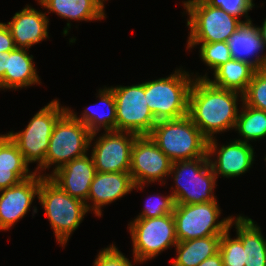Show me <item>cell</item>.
Masks as SVG:
<instances>
[{
  "label": "cell",
  "instance_id": "484cf974",
  "mask_svg": "<svg viewBox=\"0 0 266 266\" xmlns=\"http://www.w3.org/2000/svg\"><path fill=\"white\" fill-rule=\"evenodd\" d=\"M98 93L100 99L99 104L106 105L105 107H107V111L105 110L103 113L100 111L101 113L98 114L96 109L92 110L93 108L90 109L91 107L88 106L81 114V117H78L69 107H67V111L76 120L86 126L92 134L96 132L99 133L100 128H104V131H116V104L114 94L112 90L106 86L104 89H99Z\"/></svg>",
  "mask_w": 266,
  "mask_h": 266
},
{
  "label": "cell",
  "instance_id": "4fadbf2b",
  "mask_svg": "<svg viewBox=\"0 0 266 266\" xmlns=\"http://www.w3.org/2000/svg\"><path fill=\"white\" fill-rule=\"evenodd\" d=\"M137 137L115 130L97 137L91 152L96 172H130L131 151Z\"/></svg>",
  "mask_w": 266,
  "mask_h": 266
},
{
  "label": "cell",
  "instance_id": "8fae6325",
  "mask_svg": "<svg viewBox=\"0 0 266 266\" xmlns=\"http://www.w3.org/2000/svg\"><path fill=\"white\" fill-rule=\"evenodd\" d=\"M110 89L115 97L116 131L147 136L158 121L146 103L145 82Z\"/></svg>",
  "mask_w": 266,
  "mask_h": 266
},
{
  "label": "cell",
  "instance_id": "e0dca14e",
  "mask_svg": "<svg viewBox=\"0 0 266 266\" xmlns=\"http://www.w3.org/2000/svg\"><path fill=\"white\" fill-rule=\"evenodd\" d=\"M134 185L129 172H96L85 202L87 210L101 217L104 205L124 197L133 190ZM89 201L92 206L88 204Z\"/></svg>",
  "mask_w": 266,
  "mask_h": 266
},
{
  "label": "cell",
  "instance_id": "9c48e42d",
  "mask_svg": "<svg viewBox=\"0 0 266 266\" xmlns=\"http://www.w3.org/2000/svg\"><path fill=\"white\" fill-rule=\"evenodd\" d=\"M128 225L135 263L154 259L178 243L173 213L161 217L135 218Z\"/></svg>",
  "mask_w": 266,
  "mask_h": 266
},
{
  "label": "cell",
  "instance_id": "ac0fdd59",
  "mask_svg": "<svg viewBox=\"0 0 266 266\" xmlns=\"http://www.w3.org/2000/svg\"><path fill=\"white\" fill-rule=\"evenodd\" d=\"M5 24L10 30L16 48L28 50L34 44L49 38V19L46 12H40L29 5L16 12L12 20Z\"/></svg>",
  "mask_w": 266,
  "mask_h": 266
},
{
  "label": "cell",
  "instance_id": "3957f363",
  "mask_svg": "<svg viewBox=\"0 0 266 266\" xmlns=\"http://www.w3.org/2000/svg\"><path fill=\"white\" fill-rule=\"evenodd\" d=\"M148 136L172 162L208 156V139L188 116L159 120Z\"/></svg>",
  "mask_w": 266,
  "mask_h": 266
},
{
  "label": "cell",
  "instance_id": "7c38bea8",
  "mask_svg": "<svg viewBox=\"0 0 266 266\" xmlns=\"http://www.w3.org/2000/svg\"><path fill=\"white\" fill-rule=\"evenodd\" d=\"M171 165L169 157L148 135L138 136L132 147L129 172L135 184L133 189L142 190L144 184L151 182L163 183L170 176Z\"/></svg>",
  "mask_w": 266,
  "mask_h": 266
},
{
  "label": "cell",
  "instance_id": "836d02e7",
  "mask_svg": "<svg viewBox=\"0 0 266 266\" xmlns=\"http://www.w3.org/2000/svg\"><path fill=\"white\" fill-rule=\"evenodd\" d=\"M15 48L9 28L5 23L0 22V52L12 51Z\"/></svg>",
  "mask_w": 266,
  "mask_h": 266
},
{
  "label": "cell",
  "instance_id": "7a4b0ae2",
  "mask_svg": "<svg viewBox=\"0 0 266 266\" xmlns=\"http://www.w3.org/2000/svg\"><path fill=\"white\" fill-rule=\"evenodd\" d=\"M37 199L50 221L58 244L64 247L89 212L85 202L67 194L45 174L40 175Z\"/></svg>",
  "mask_w": 266,
  "mask_h": 266
},
{
  "label": "cell",
  "instance_id": "e575fe53",
  "mask_svg": "<svg viewBox=\"0 0 266 266\" xmlns=\"http://www.w3.org/2000/svg\"><path fill=\"white\" fill-rule=\"evenodd\" d=\"M198 266H224L222 255L218 252L202 261Z\"/></svg>",
  "mask_w": 266,
  "mask_h": 266
},
{
  "label": "cell",
  "instance_id": "5bb4252c",
  "mask_svg": "<svg viewBox=\"0 0 266 266\" xmlns=\"http://www.w3.org/2000/svg\"><path fill=\"white\" fill-rule=\"evenodd\" d=\"M215 137L208 140L207 154L216 178L238 177L251 168L254 159V148L250 143L233 140L227 145L218 147ZM219 148V149H218ZM217 157L214 161L211 157Z\"/></svg>",
  "mask_w": 266,
  "mask_h": 266
},
{
  "label": "cell",
  "instance_id": "ffe728a7",
  "mask_svg": "<svg viewBox=\"0 0 266 266\" xmlns=\"http://www.w3.org/2000/svg\"><path fill=\"white\" fill-rule=\"evenodd\" d=\"M48 11L56 13L60 18L67 19V27L63 34L67 35L71 28L70 20L93 21L104 19L103 0H37ZM69 19V20H68Z\"/></svg>",
  "mask_w": 266,
  "mask_h": 266
},
{
  "label": "cell",
  "instance_id": "ba28073f",
  "mask_svg": "<svg viewBox=\"0 0 266 266\" xmlns=\"http://www.w3.org/2000/svg\"><path fill=\"white\" fill-rule=\"evenodd\" d=\"M66 111L67 107L60 106L59 101L53 99L31 118L24 130L7 133L28 164L38 162L39 168L45 162L53 128Z\"/></svg>",
  "mask_w": 266,
  "mask_h": 266
},
{
  "label": "cell",
  "instance_id": "4316f807",
  "mask_svg": "<svg viewBox=\"0 0 266 266\" xmlns=\"http://www.w3.org/2000/svg\"><path fill=\"white\" fill-rule=\"evenodd\" d=\"M235 131L243 137L241 142L249 143L250 140H260L266 136V111L245 105L242 102V110L239 111Z\"/></svg>",
  "mask_w": 266,
  "mask_h": 266
},
{
  "label": "cell",
  "instance_id": "4dcf8cb0",
  "mask_svg": "<svg viewBox=\"0 0 266 266\" xmlns=\"http://www.w3.org/2000/svg\"><path fill=\"white\" fill-rule=\"evenodd\" d=\"M174 207H175V201L172 194H169L167 196H158V197L156 195L155 196L152 195V197L150 196V198L146 202L144 209L137 216V218L161 217L166 214L173 213Z\"/></svg>",
  "mask_w": 266,
  "mask_h": 266
},
{
  "label": "cell",
  "instance_id": "8d00e7d4",
  "mask_svg": "<svg viewBox=\"0 0 266 266\" xmlns=\"http://www.w3.org/2000/svg\"><path fill=\"white\" fill-rule=\"evenodd\" d=\"M257 28H258V30H259V32H260L262 42H263L264 47H265V49H266V18H265V20H264V22H263L262 27H259V26H258Z\"/></svg>",
  "mask_w": 266,
  "mask_h": 266
},
{
  "label": "cell",
  "instance_id": "d6a6232c",
  "mask_svg": "<svg viewBox=\"0 0 266 266\" xmlns=\"http://www.w3.org/2000/svg\"><path fill=\"white\" fill-rule=\"evenodd\" d=\"M131 263L114 244H111L98 253L93 266H133Z\"/></svg>",
  "mask_w": 266,
  "mask_h": 266
},
{
  "label": "cell",
  "instance_id": "83f0119b",
  "mask_svg": "<svg viewBox=\"0 0 266 266\" xmlns=\"http://www.w3.org/2000/svg\"><path fill=\"white\" fill-rule=\"evenodd\" d=\"M199 44L201 60L213 71L232 58L227 42L187 43V49L190 50Z\"/></svg>",
  "mask_w": 266,
  "mask_h": 266
},
{
  "label": "cell",
  "instance_id": "44dd1931",
  "mask_svg": "<svg viewBox=\"0 0 266 266\" xmlns=\"http://www.w3.org/2000/svg\"><path fill=\"white\" fill-rule=\"evenodd\" d=\"M17 145L7 134L0 135V190L19 184L35 174L30 172Z\"/></svg>",
  "mask_w": 266,
  "mask_h": 266
},
{
  "label": "cell",
  "instance_id": "6da1fadb",
  "mask_svg": "<svg viewBox=\"0 0 266 266\" xmlns=\"http://www.w3.org/2000/svg\"><path fill=\"white\" fill-rule=\"evenodd\" d=\"M240 95V96H238ZM243 94L213 86L207 79L195 78L188 99V117L209 140L214 134L235 129Z\"/></svg>",
  "mask_w": 266,
  "mask_h": 266
},
{
  "label": "cell",
  "instance_id": "9a60e30c",
  "mask_svg": "<svg viewBox=\"0 0 266 266\" xmlns=\"http://www.w3.org/2000/svg\"><path fill=\"white\" fill-rule=\"evenodd\" d=\"M40 187V175L35 173L19 184L0 190V230H8L30 210Z\"/></svg>",
  "mask_w": 266,
  "mask_h": 266
},
{
  "label": "cell",
  "instance_id": "f1b7e54d",
  "mask_svg": "<svg viewBox=\"0 0 266 266\" xmlns=\"http://www.w3.org/2000/svg\"><path fill=\"white\" fill-rule=\"evenodd\" d=\"M245 105L266 111V68L256 70L243 93Z\"/></svg>",
  "mask_w": 266,
  "mask_h": 266
},
{
  "label": "cell",
  "instance_id": "d590c367",
  "mask_svg": "<svg viewBox=\"0 0 266 266\" xmlns=\"http://www.w3.org/2000/svg\"><path fill=\"white\" fill-rule=\"evenodd\" d=\"M10 51L0 52V80L4 77L6 70L7 57L9 56Z\"/></svg>",
  "mask_w": 266,
  "mask_h": 266
},
{
  "label": "cell",
  "instance_id": "30bf717a",
  "mask_svg": "<svg viewBox=\"0 0 266 266\" xmlns=\"http://www.w3.org/2000/svg\"><path fill=\"white\" fill-rule=\"evenodd\" d=\"M218 202L198 204H175L173 216L177 241H186L206 236L222 235L230 228L234 217L219 220Z\"/></svg>",
  "mask_w": 266,
  "mask_h": 266
},
{
  "label": "cell",
  "instance_id": "7402d4cb",
  "mask_svg": "<svg viewBox=\"0 0 266 266\" xmlns=\"http://www.w3.org/2000/svg\"><path fill=\"white\" fill-rule=\"evenodd\" d=\"M27 49L15 48L7 57L4 77L0 80V89H19L40 84L33 55Z\"/></svg>",
  "mask_w": 266,
  "mask_h": 266
},
{
  "label": "cell",
  "instance_id": "1f68e13d",
  "mask_svg": "<svg viewBox=\"0 0 266 266\" xmlns=\"http://www.w3.org/2000/svg\"><path fill=\"white\" fill-rule=\"evenodd\" d=\"M212 7L223 9L228 14L236 17H246L247 21L251 19L247 15L255 6L253 0H205Z\"/></svg>",
  "mask_w": 266,
  "mask_h": 266
},
{
  "label": "cell",
  "instance_id": "52a82bcc",
  "mask_svg": "<svg viewBox=\"0 0 266 266\" xmlns=\"http://www.w3.org/2000/svg\"><path fill=\"white\" fill-rule=\"evenodd\" d=\"M183 5L189 15L188 43L227 42L234 31L247 22L221 8L212 7L205 0H188Z\"/></svg>",
  "mask_w": 266,
  "mask_h": 266
},
{
  "label": "cell",
  "instance_id": "5b68a950",
  "mask_svg": "<svg viewBox=\"0 0 266 266\" xmlns=\"http://www.w3.org/2000/svg\"><path fill=\"white\" fill-rule=\"evenodd\" d=\"M96 135L97 132L92 134L86 126L66 111L53 128L45 162L36 168L35 173L40 175L44 169L52 165H55L54 172L73 159L88 154V148L92 141H95Z\"/></svg>",
  "mask_w": 266,
  "mask_h": 266
},
{
  "label": "cell",
  "instance_id": "d4e9b609",
  "mask_svg": "<svg viewBox=\"0 0 266 266\" xmlns=\"http://www.w3.org/2000/svg\"><path fill=\"white\" fill-rule=\"evenodd\" d=\"M221 235L206 236L178 242L177 257L171 266H198L208 257L219 252Z\"/></svg>",
  "mask_w": 266,
  "mask_h": 266
},
{
  "label": "cell",
  "instance_id": "8992f818",
  "mask_svg": "<svg viewBox=\"0 0 266 266\" xmlns=\"http://www.w3.org/2000/svg\"><path fill=\"white\" fill-rule=\"evenodd\" d=\"M170 175L174 176L173 180L176 183L171 192L175 204L216 201L213 190L217 178L208 156L172 162Z\"/></svg>",
  "mask_w": 266,
  "mask_h": 266
},
{
  "label": "cell",
  "instance_id": "2e32d148",
  "mask_svg": "<svg viewBox=\"0 0 266 266\" xmlns=\"http://www.w3.org/2000/svg\"><path fill=\"white\" fill-rule=\"evenodd\" d=\"M95 174L96 168L92 156L88 157L85 154L61 166L52 174H47L46 177L70 196L86 202Z\"/></svg>",
  "mask_w": 266,
  "mask_h": 266
},
{
  "label": "cell",
  "instance_id": "f546056e",
  "mask_svg": "<svg viewBox=\"0 0 266 266\" xmlns=\"http://www.w3.org/2000/svg\"><path fill=\"white\" fill-rule=\"evenodd\" d=\"M233 224V219L230 223V228L221 235L219 252L222 255L224 266H245L244 263V247L242 241L236 236L230 237V229Z\"/></svg>",
  "mask_w": 266,
  "mask_h": 266
},
{
  "label": "cell",
  "instance_id": "d6986e66",
  "mask_svg": "<svg viewBox=\"0 0 266 266\" xmlns=\"http://www.w3.org/2000/svg\"><path fill=\"white\" fill-rule=\"evenodd\" d=\"M227 44L233 59L247 62L256 70L266 68V54L260 55L265 47L258 28L251 20L234 31Z\"/></svg>",
  "mask_w": 266,
  "mask_h": 266
},
{
  "label": "cell",
  "instance_id": "603a6c76",
  "mask_svg": "<svg viewBox=\"0 0 266 266\" xmlns=\"http://www.w3.org/2000/svg\"><path fill=\"white\" fill-rule=\"evenodd\" d=\"M236 235L244 247L245 266H266V239L261 233V228L248 217L233 218Z\"/></svg>",
  "mask_w": 266,
  "mask_h": 266
},
{
  "label": "cell",
  "instance_id": "277c9868",
  "mask_svg": "<svg viewBox=\"0 0 266 266\" xmlns=\"http://www.w3.org/2000/svg\"><path fill=\"white\" fill-rule=\"evenodd\" d=\"M182 70L176 69L166 78L145 82L146 103L157 121L188 115L189 92L195 78Z\"/></svg>",
  "mask_w": 266,
  "mask_h": 266
},
{
  "label": "cell",
  "instance_id": "cb8c5ba5",
  "mask_svg": "<svg viewBox=\"0 0 266 266\" xmlns=\"http://www.w3.org/2000/svg\"><path fill=\"white\" fill-rule=\"evenodd\" d=\"M255 71L256 69L249 63L231 58L214 71V80H210L206 74L203 76L195 74V78L207 79L213 86L243 94Z\"/></svg>",
  "mask_w": 266,
  "mask_h": 266
}]
</instances>
